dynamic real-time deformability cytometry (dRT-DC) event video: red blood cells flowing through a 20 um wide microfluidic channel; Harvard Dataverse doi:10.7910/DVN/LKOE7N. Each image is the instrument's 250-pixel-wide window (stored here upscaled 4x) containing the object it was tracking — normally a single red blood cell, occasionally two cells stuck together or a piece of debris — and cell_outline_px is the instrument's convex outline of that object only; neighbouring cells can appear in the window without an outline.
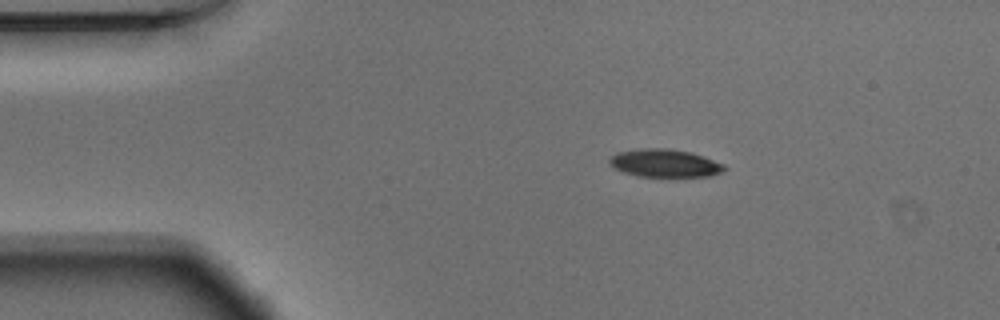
{"species": "Egyptian fruit bat (a non-hibernating species)", "species_latin": "Rousettus aegyptiacus", "temperature_condition": "warm", "stored_images_in_passage": 45, "camera_frame_rate_fps": 3000, "um_per_image_px": 0.085, "animal": {"sex": "male"}, "frame": {"image": 1, "passage_image": 1, "time_ms": 0.0, "image_size_px": [1000, 320], "cell_outline_px": [[728, 168], [720, 172], [708, 176], [640, 176], [624, 172], [616, 168], [608, 160], [616, 152], [636, 148], [668, 148], [692, 152], [704, 156], [724, 164]], "centroid_in_image_um": [56.52, 13.84], "position_along_channel_um": 28.5, "area_um2": 18.61}}
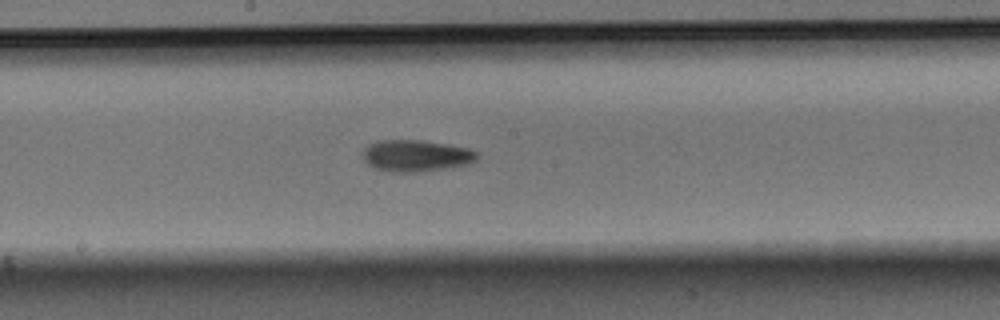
{"frame": {"image": 2, "passage_image": 20, "time_ms": 6.333, "image_size_px": [1000, 320], "cell_outline_px": [[480, 156], [476, 160], [468, 164], [444, 168], [416, 172], [392, 172], [372, 168], [360, 156], [364, 148], [368, 144], [376, 140], [420, 140], [448, 144], [468, 148], [476, 152]], "centroid_in_image_um": [35.31, 13.23], "position_along_channel_um": 212.9, "area_um2": 21.27}}
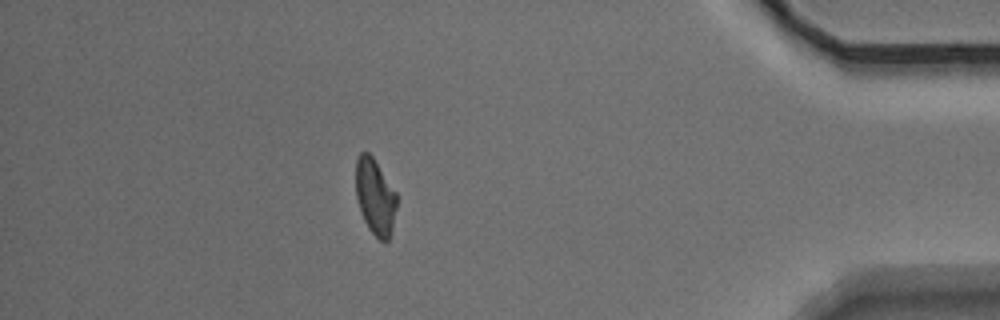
{"frame": {"image": 3, "passage_image": 39, "time_ms": 12.667, "image_size_px": [1000, 320], "cell_outline_px": [[396, 208], [392, 228], [388, 240], [384, 244], [368, 228], [364, 220], [356, 196], [356, 160], [360, 152], [368, 152], [372, 156], [396, 192]], "centroid_in_image_um": [31.88, 16.73], "position_along_channel_um": 403.3, "area_um2": 17.92}, "authors_computed_cell_mechanics": {"area_um2": 19.4786, "velocity_mm_per_s": 3.7263, "shape_relaxation_time_tau1_ms": 4.4342, "shape_relaxation_time_tau2_ms": null, "deformation_change_tau1": 0.1607, "deformation_change_tau2": null}}